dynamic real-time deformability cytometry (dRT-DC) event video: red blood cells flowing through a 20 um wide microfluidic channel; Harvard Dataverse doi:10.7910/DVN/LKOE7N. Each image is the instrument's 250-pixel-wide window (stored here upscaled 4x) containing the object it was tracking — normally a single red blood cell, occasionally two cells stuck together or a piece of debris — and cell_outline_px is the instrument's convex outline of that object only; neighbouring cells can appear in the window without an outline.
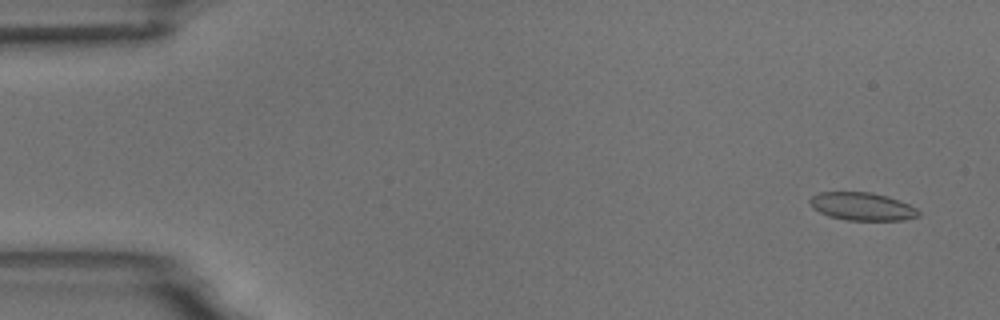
{"species": "common noctule bat (a hibernating species)", "species_latin": "Nyctalus noctula", "temperature_condition": "room temperature", "stored_images_in_passage": 2, "camera_frame_rate_fps": 3000, "um_per_image_px": 0.085, "animal": {"sex": "male", "body_mass_g": 18.8}, "frame": {"image": 1, "passage_image": 2, "time_ms": 1.333, "image_size_px": [1000, 320], "cell_outline_px": [[920, 216], [904, 220], [848, 220], [828, 216], [812, 208], [808, 200], [812, 196], [820, 192], [872, 192], [888, 196], [908, 204], [916, 208], [920, 212]], "centroid_in_image_um": [73.28, 17.55], "position_along_channel_um": 11.7, "area_um2": 17.74}}